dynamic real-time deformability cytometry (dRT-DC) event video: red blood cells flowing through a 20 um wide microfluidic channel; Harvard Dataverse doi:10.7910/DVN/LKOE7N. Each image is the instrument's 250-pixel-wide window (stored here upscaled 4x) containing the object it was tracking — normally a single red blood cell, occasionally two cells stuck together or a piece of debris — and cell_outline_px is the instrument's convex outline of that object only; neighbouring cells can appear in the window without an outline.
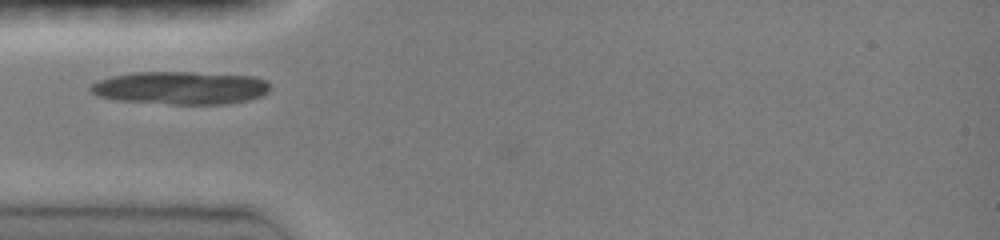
{"species": "common noctule bat (a hibernating species)", "species_latin": "Nyctalus noctula", "temperature_condition": "room temperature", "stored_images_in_passage": 3, "camera_frame_rate_fps": 3000, "um_per_image_px": 0.085, "animal": {"sex": "female", "body_mass_g": 19.0, "forearm_length_mm": 51.5}, "frame": {"image": 1, "passage_image": 2, "time_ms": 0.333, "image_size_px": [1000, 240], "cell_outline_px": [[268, 92], [260, 96], [248, 100], [224, 104], [172, 104], [120, 100], [96, 96], [88, 88], [92, 84], [100, 80], [112, 76], [132, 72], [192, 72], [256, 76], [268, 80]], "centroid_in_image_um": [15.36, 7.46], "position_along_channel_um": 69.6, "area_um2": 34.45}}